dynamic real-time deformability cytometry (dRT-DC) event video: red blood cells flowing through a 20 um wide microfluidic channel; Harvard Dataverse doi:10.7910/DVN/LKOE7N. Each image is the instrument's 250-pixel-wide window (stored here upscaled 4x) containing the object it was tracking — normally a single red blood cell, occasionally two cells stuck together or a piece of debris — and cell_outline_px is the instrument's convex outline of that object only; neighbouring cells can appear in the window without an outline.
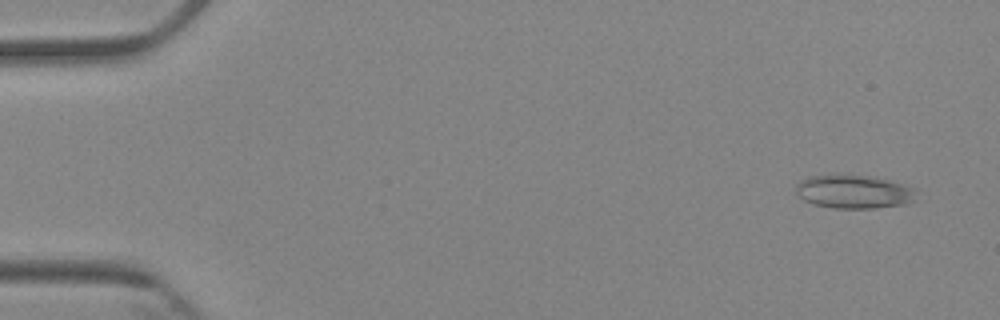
{"species": "Egyptian fruit bat (a non-hibernating species)", "species_latin": "Rousettus aegyptiacus", "temperature_condition": "cold", "stored_images_in_passage": 6, "camera_frame_rate_fps": 3000, "um_per_image_px": 0.085, "animal": {"sex": "female"}, "frame": {"image": 1, "passage_image": 1, "time_ms": 0.0, "image_size_px": [1000, 320], "cell_outline_px": [[916, 200], [908, 204], [876, 208], [832, 208], [812, 204], [804, 200], [796, 192], [796, 184], [800, 180], [808, 176], [836, 172], [848, 172], [888, 180], [916, 188]], "centroid_in_image_um": [72.56, 16.26], "position_along_channel_um": 12.4, "area_um2": 24.45}}
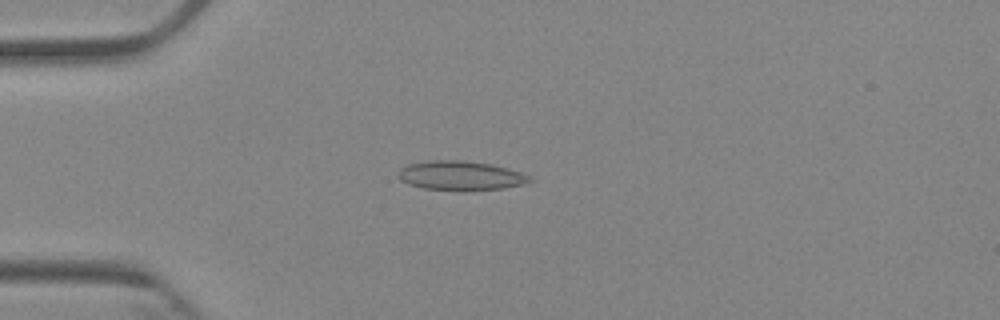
{"frame": {"image": 2, "passage_image": 4, "time_ms": 3.667, "image_size_px": [1000, 320], "cell_outline_px": [[536, 180], [524, 184], [500, 188], [424, 188], [408, 184], [400, 180], [396, 176], [396, 172], [400, 168], [408, 164], [428, 160], [460, 160], [492, 164], [520, 172]], "centroid_in_image_um": [39.09, 14.88], "position_along_channel_um": 45.9, "area_um2": 21.73}}
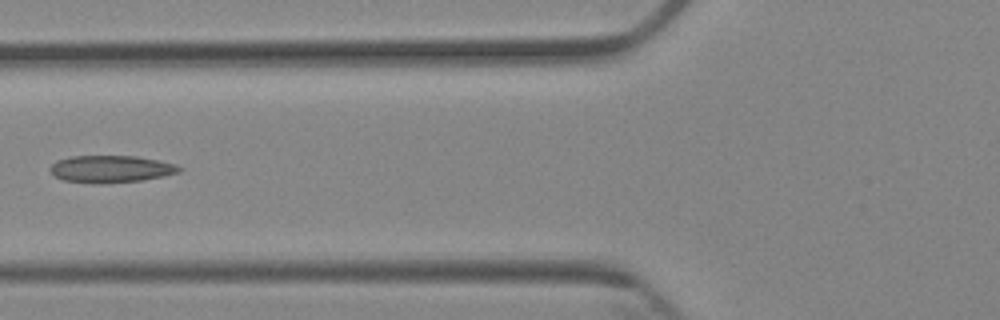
{"frame": {"image": 3, "passage_image": 6, "time_ms": 6.0, "image_size_px": [1000, 320], "cell_outline_px": [[184, 168], [180, 172], [164, 176], [144, 180], [100, 184], [64, 180], [56, 176], [48, 168], [56, 160], [68, 156], [136, 156], [160, 160], [176, 164]], "centroid_in_image_um": [9.46, 14.36], "position_along_channel_um": 116.3, "area_um2": 20.63}}